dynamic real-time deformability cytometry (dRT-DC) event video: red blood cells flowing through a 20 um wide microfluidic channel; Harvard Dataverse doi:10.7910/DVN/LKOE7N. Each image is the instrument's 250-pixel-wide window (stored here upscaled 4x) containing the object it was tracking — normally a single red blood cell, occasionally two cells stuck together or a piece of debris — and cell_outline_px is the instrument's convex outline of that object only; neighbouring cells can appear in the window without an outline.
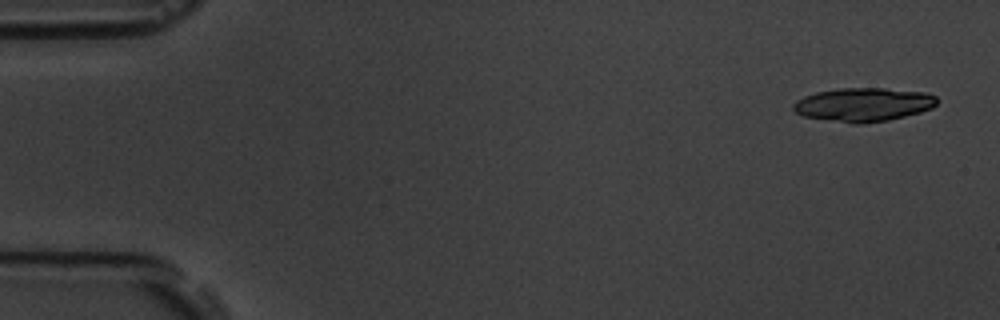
{"species": "common noctule bat (a hibernating species)", "species_latin": "Nyctalus noctula", "temperature_condition": "room temperature", "stored_images_in_passage": 5, "segment_of_instrument_passage": [1, 2], "camera_frame_rate_fps": 3000, "um_per_image_px": 0.085, "animal": {"sex": "male", "body_mass_g": 19.5, "forearm_length_mm": 54.6}, "frame": {"image": 1, "passage_image": 1, "time_ms": 0.0, "image_size_px": [1000, 320], "cell_outline_px": [[936, 104], [932, 108], [920, 112], [888, 120], [864, 124], [852, 124], [804, 116], [796, 112], [792, 108], [792, 104], [796, 100], [804, 96], [816, 92], [840, 88], [884, 88], [924, 92], [936, 96]], "centroid_in_image_um": [73.37, 8.89], "position_along_channel_um": 11.6, "area_um2": 28.21}}